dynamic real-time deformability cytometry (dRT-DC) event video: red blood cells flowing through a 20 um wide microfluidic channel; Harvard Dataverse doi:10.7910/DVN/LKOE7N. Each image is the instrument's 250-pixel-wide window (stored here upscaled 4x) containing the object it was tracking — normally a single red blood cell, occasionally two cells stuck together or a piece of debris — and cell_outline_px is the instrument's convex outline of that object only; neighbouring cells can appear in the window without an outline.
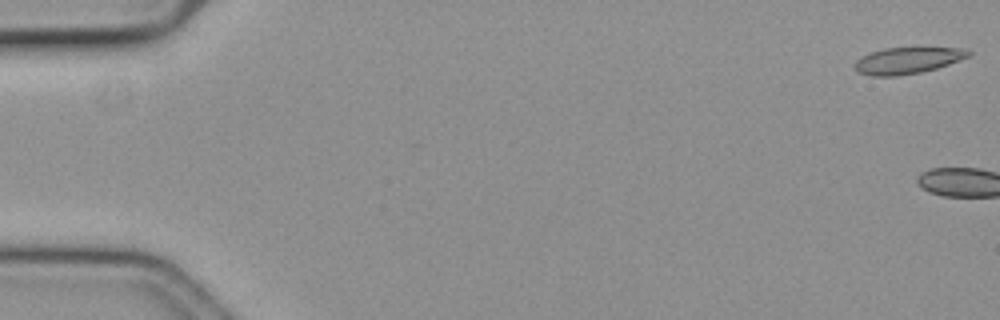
{"species": "common noctule bat (a hibernating species)", "species_latin": "Nyctalus noctula", "temperature_condition": "cold", "stored_images_in_passage": 3, "camera_frame_rate_fps": 3000, "um_per_image_px": 0.085, "animal": {"sex": "female", "body_mass_g": 19.3, "forearm_length_mm": 54.1}, "frame": {"image": 1, "passage_image": 1, "time_ms": 0.0, "image_size_px": [1000, 320], "cell_outline_px": [[972, 56], [936, 68], [920, 72], [896, 76], [872, 76], [856, 72], [856, 60], [872, 52], [884, 48], [968, 48], [972, 52]], "centroid_in_image_um": [77.19, 5.14], "position_along_channel_um": 7.8, "area_um2": 17.4}}